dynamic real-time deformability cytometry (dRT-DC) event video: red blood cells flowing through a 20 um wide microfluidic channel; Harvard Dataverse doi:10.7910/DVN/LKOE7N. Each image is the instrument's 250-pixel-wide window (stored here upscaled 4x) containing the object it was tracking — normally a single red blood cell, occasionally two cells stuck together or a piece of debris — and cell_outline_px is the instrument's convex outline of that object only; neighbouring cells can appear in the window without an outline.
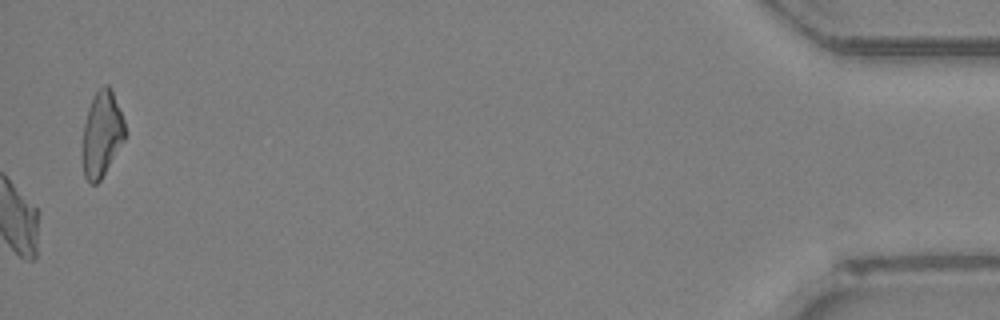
{"species": "Egyptian fruit bat (a non-hibernating species)", "species_latin": "Rousettus aegyptiacus", "temperature_condition": "room temperature", "stored_images_in_passage": 41, "camera_frame_rate_fps": 3000, "um_per_image_px": 0.085, "animal": {"sex": "female"}, "frame": {"image": 1, "passage_image": 41, "time_ms": 13.333, "image_size_px": [1000, 320], "cell_outline_px": [[124, 140], [100, 180], [96, 184], [88, 184], [84, 176], [80, 148], [84, 124], [88, 108], [92, 96], [104, 84], [108, 84], [112, 88], [124, 120]], "centroid_in_image_um": [8.6, 11.4], "position_along_channel_um": 426.6, "area_um2": 21.56}, "authors_computed_cell_mechanics": {"area_um2": 21.2126, "velocity_mm_per_s": 4.4701, "shape_relaxation_time_tau1_ms": null, "shape_relaxation_time_tau2_ms": 7.4117, "deformation_change_tau1": null, "deformation_change_tau2": 0.1937}}